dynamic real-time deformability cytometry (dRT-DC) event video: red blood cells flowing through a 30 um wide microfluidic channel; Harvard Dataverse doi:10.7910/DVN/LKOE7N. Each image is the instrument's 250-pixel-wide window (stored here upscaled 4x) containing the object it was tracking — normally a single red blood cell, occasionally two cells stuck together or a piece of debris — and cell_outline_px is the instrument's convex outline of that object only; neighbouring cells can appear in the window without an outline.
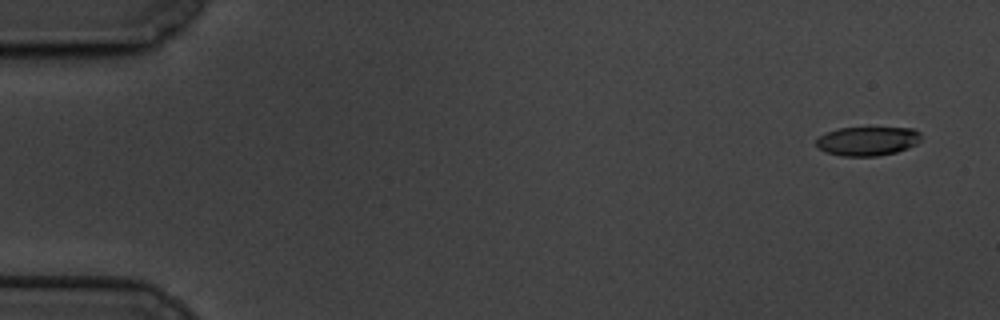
{"species": "common noctule bat (a hibernating species)", "species_latin": "Nyctalus noctula", "temperature_condition": "cold", "stored_images_in_passage": 59, "camera_frame_rate_fps": 3000, "um_per_image_px": 0.085, "animal": {"sex": "male", "body_mass_g": 19.5, "forearm_length_mm": 54.6}, "frame": {"image": 1, "passage_image": 1, "time_ms": 0.0, "image_size_px": [1000, 320], "cell_outline_px": [[920, 140], [916, 144], [908, 148], [896, 152], [876, 156], [840, 156], [824, 152], [816, 148], [816, 140], [820, 136], [828, 132], [840, 128], [912, 128], [920, 132]], "centroid_in_image_um": [73.71, 12.0], "position_along_channel_um": 11.3, "area_um2": 17.74}}
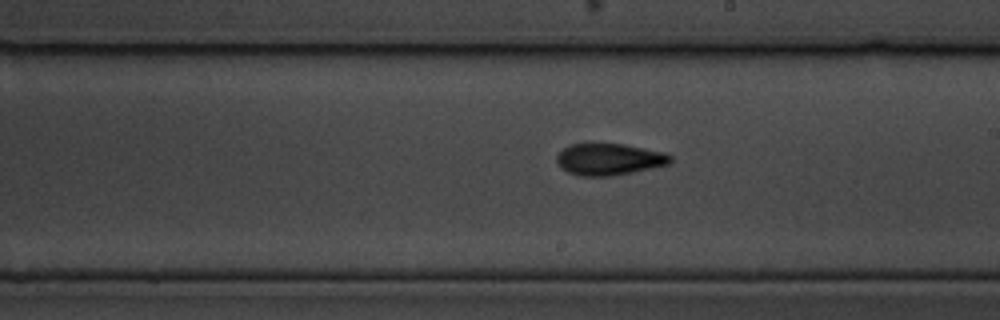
{"frame": {"image": 2, "passage_image": 33, "time_ms": 10.667, "image_size_px": [1000, 320], "cell_outline_px": [[672, 164], [612, 176], [580, 176], [568, 172], [560, 168], [556, 160], [556, 156], [564, 148], [572, 144], [624, 144], [664, 152], [672, 156]], "centroid_in_image_um": [51.8, 13.55], "position_along_channel_um": 237.2, "area_um2": 21.04}}
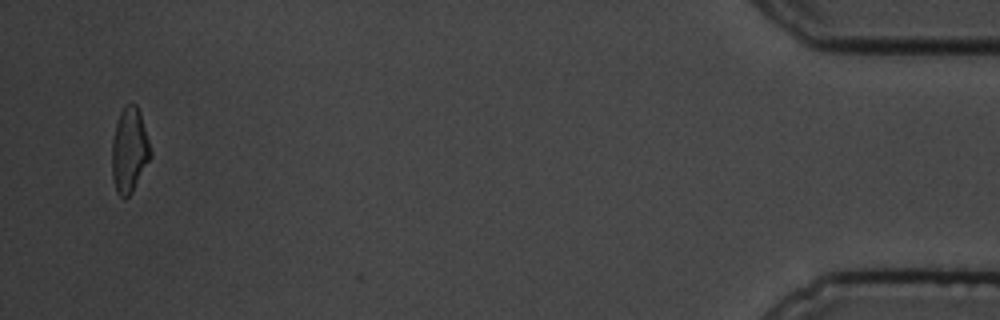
{"frame": {"image": 3, "passage_image": 57, "time_ms": 18.667, "image_size_px": [1000, 320], "cell_outline_px": [[152, 156], [132, 192], [128, 196], [120, 196], [116, 192], [112, 176], [112, 144], [116, 124], [120, 112], [128, 104], [136, 104], [140, 112], [152, 152]], "centroid_in_image_um": [11.01, 12.78], "position_along_channel_um": 424.2, "area_um2": 18.9}, "authors_computed_cell_mechanics": {"area_um2": 19.941, "velocity_mm_per_s": 3.33, "shape_relaxation_time_tau1_ms": 4.2597, "shape_relaxation_time_tau2_ms": 2.3453, "deformation_change_tau1": 0.1442, "deformation_change_tau2": 0.0887}}